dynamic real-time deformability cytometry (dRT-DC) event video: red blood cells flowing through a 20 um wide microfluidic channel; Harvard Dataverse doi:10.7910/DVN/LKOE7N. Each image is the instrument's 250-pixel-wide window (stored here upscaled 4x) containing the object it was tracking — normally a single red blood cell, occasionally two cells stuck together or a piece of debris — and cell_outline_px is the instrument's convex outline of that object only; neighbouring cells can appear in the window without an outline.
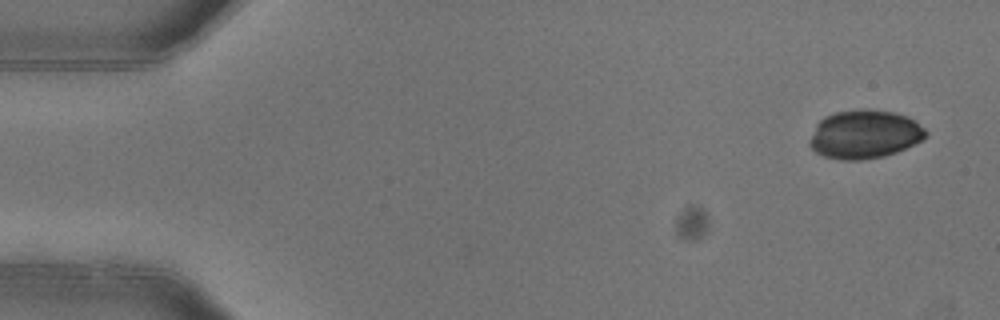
{"species": "common noctule bat (a hibernating species)", "species_latin": "Nyctalus noctula", "temperature_condition": "warm", "stored_images_in_passage": 5, "camera_frame_rate_fps": 3000, "um_per_image_px": 0.085, "animal": {"sex": "female"}, "frame": {"image": 1, "passage_image": 1, "time_ms": 0.0, "image_size_px": [1000, 320], "cell_outline_px": [[928, 132], [924, 140], [896, 152], [884, 156], [860, 160], [840, 160], [824, 156], [816, 152], [808, 144], [808, 140], [816, 124], [824, 116], [836, 112], [892, 112], [904, 116], [912, 120], [924, 128]], "centroid_in_image_um": [73.46, 11.47], "position_along_channel_um": 11.5, "area_um2": 32.08}}
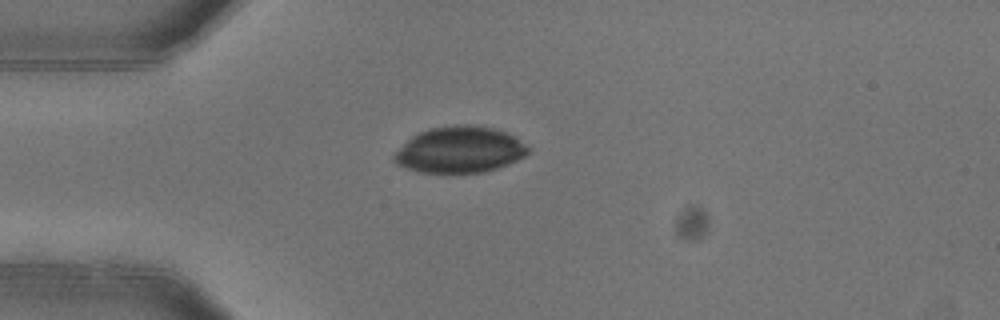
{"frame": {"image": 2, "passage_image": 4, "time_ms": 1.0, "image_size_px": [1000, 320], "cell_outline_px": [[528, 152], [524, 156], [516, 160], [496, 168], [484, 172], [416, 172], [396, 164], [392, 160], [392, 156], [412, 136], [428, 128], [460, 124], [468, 124], [492, 128], [508, 132], [524, 144], [528, 148]], "centroid_in_image_um": [39.04, 12.72], "position_along_channel_um": 46.0, "area_um2": 35.78}}